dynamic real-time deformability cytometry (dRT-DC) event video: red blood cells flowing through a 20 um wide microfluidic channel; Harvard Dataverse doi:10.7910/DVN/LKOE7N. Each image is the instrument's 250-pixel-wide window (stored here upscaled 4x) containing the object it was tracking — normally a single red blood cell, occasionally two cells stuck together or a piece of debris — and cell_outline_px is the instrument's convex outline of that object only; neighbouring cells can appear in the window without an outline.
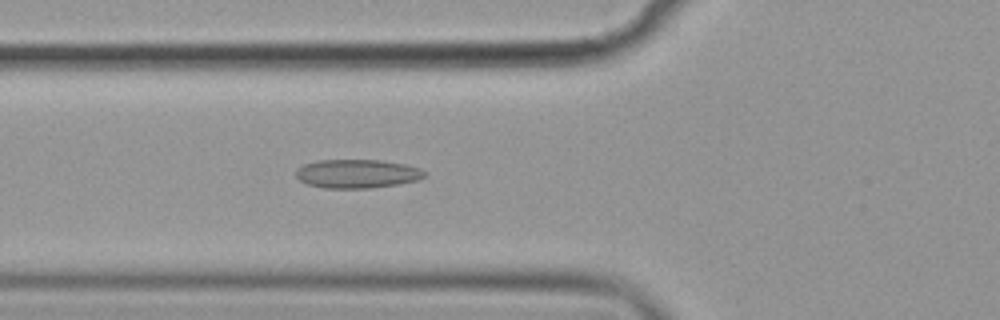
{"species": "common noctule bat (a hibernating species)", "species_latin": "Nyctalus noctula", "temperature_condition": "cold", "stored_images_in_passage": 53, "camera_frame_rate_fps": 3000, "um_per_image_px": 0.085, "animal": {"sex": "female", "body_mass_g": 19.9}, "frame": {"image": 1, "passage_image": 18, "time_ms": 5.667, "image_size_px": [1000, 320], "cell_outline_px": [[424, 176], [416, 180], [400, 184], [372, 188], [324, 188], [308, 184], [300, 180], [296, 176], [296, 168], [304, 164], [316, 160], [380, 160], [404, 164], [420, 168], [424, 172]], "centroid_in_image_um": [30.32, 14.76], "position_along_channel_um": 95.5, "area_um2": 21.5}}
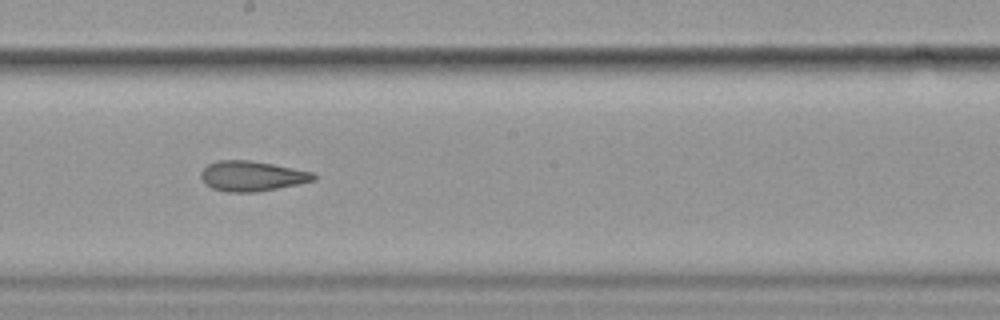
{"frame": {"image": 2, "passage_image": 29, "time_ms": 9.333, "image_size_px": [1000, 320], "cell_outline_px": [[316, 180], [256, 192], [228, 192], [212, 188], [200, 176], [200, 172], [208, 164], [216, 160], [248, 160], [272, 164], [316, 172]], "centroid_in_image_um": [21.43, 14.95], "position_along_channel_um": 226.8, "area_um2": 19.65}}
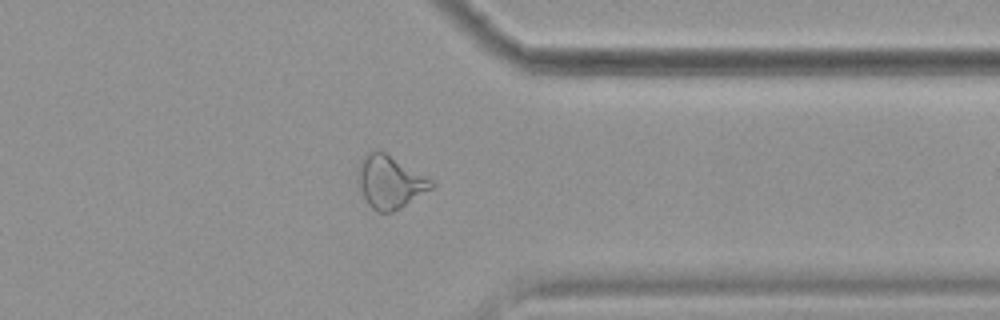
{"frame": {"image": 3, "passage_image": 42, "time_ms": 13.667, "image_size_px": [1000, 320], "cell_outline_px": [[436, 184], [432, 188], [400, 208], [392, 212], [376, 212], [368, 204], [356, 180], [360, 160], [368, 152], [376, 148], [384, 152], [432, 180]], "centroid_in_image_um": [33.11, 15.46], "position_along_channel_um": 378.3, "area_um2": 22.37}, "authors_computed_cell_mechanics": {"area_um2": 22.1374, "velocity_mm_per_s": 3.576, "shape_relaxation_time_tau1_ms": null, "shape_relaxation_time_tau2_ms": 3.7623, "deformation_change_tau1": null, "deformation_change_tau2": 0.1129}}